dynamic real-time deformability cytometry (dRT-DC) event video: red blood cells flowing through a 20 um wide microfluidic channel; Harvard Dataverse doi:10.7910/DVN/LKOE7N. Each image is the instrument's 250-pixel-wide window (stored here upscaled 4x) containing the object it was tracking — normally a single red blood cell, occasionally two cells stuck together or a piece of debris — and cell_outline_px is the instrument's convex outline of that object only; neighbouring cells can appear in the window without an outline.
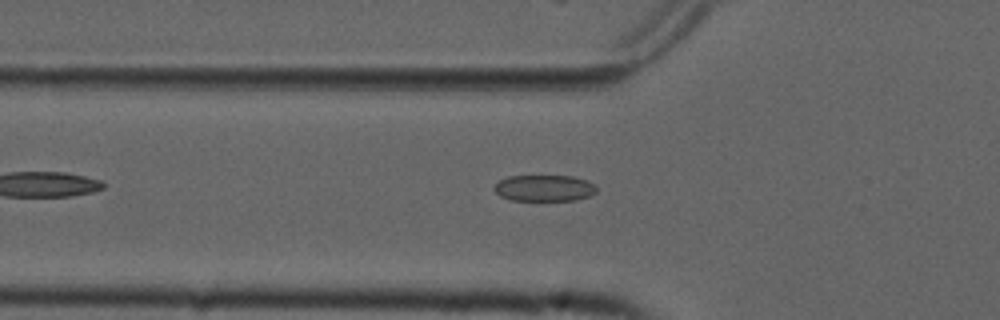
{"species": "common noctule bat (a hibernating species)", "species_latin": "Nyctalus noctula", "temperature_condition": "cold", "stored_images_in_passage": 30, "camera_frame_rate_fps": 3000, "um_per_image_px": 0.085, "animal": {"sex": "male", "forearm_length_mm": 52.5}, "frame": {"image": 1, "passage_image": 4, "time_ms": 1.0, "image_size_px": [1000, 320], "cell_outline_px": [[596, 192], [588, 196], [576, 200], [512, 200], [500, 196], [492, 188], [500, 180], [508, 176], [572, 176], [588, 180], [596, 184]], "centroid_in_image_um": [46.28, 15.98], "position_along_channel_um": 79.5, "area_um2": 15.72}}
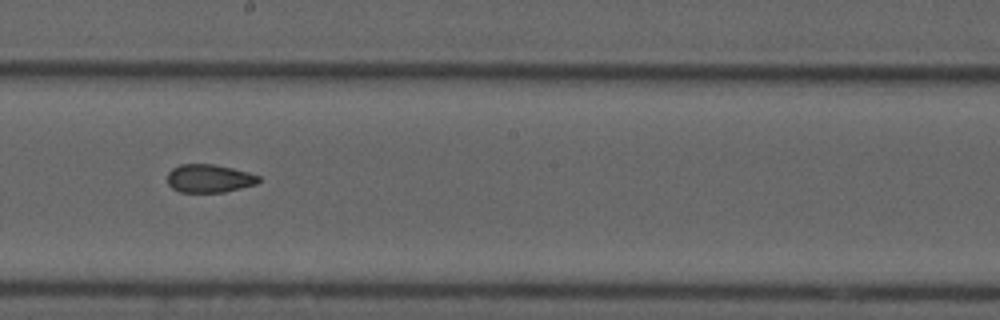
{"frame": {"image": 2, "passage_image": 16, "time_ms": 5.0, "image_size_px": [1000, 320], "cell_outline_px": [[260, 180], [256, 184], [224, 192], [180, 192], [172, 188], [168, 184], [168, 172], [172, 168], [180, 164], [216, 164], [248, 172], [260, 176]], "centroid_in_image_um": [17.77, 15.16], "position_along_channel_um": 230.4, "area_um2": 15.03}}
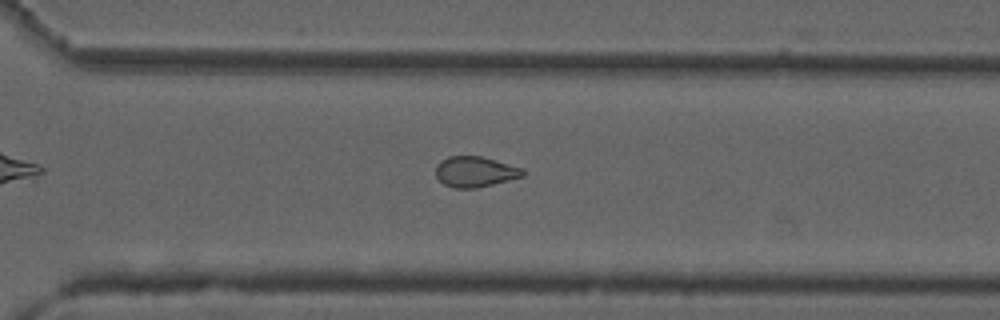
{"frame": {"image": 3, "passage_image": 24, "time_ms": 7.667, "image_size_px": [1000, 320], "cell_outline_px": [[528, 172], [524, 176], [476, 188], [452, 188], [444, 184], [436, 176], [436, 164], [440, 160], [448, 156], [480, 156], [524, 168]], "centroid_in_image_um": [40.39, 14.59], "position_along_channel_um": 330.2, "area_um2": 15.61}, "authors_computed_cell_mechanics": {"area_um2": 15.7216, "velocity_mm_per_s": 3.7571, "shape_relaxation_time_tau1_ms": null, "shape_relaxation_time_tau2_ms": 2.2694, "deformation_change_tau1": null, "deformation_change_tau2": 0.0826}}